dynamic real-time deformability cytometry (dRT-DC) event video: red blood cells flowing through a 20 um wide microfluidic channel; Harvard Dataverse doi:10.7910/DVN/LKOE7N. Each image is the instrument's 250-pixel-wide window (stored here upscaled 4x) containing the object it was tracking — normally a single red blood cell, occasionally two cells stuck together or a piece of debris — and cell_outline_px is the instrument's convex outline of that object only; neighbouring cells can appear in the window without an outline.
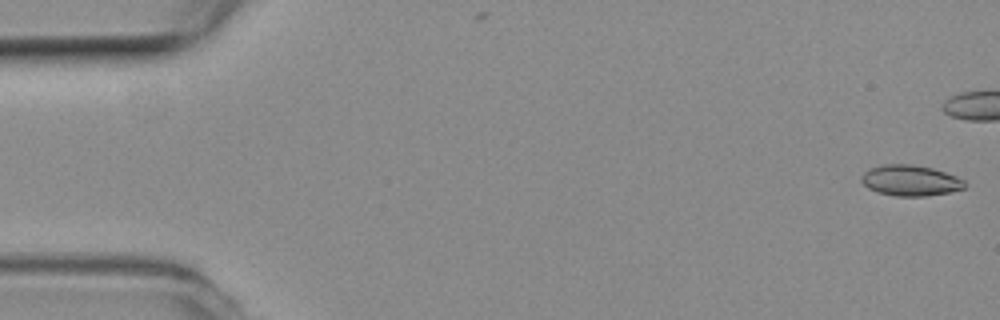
{"species": "common noctule bat (a hibernating species)", "species_latin": "Nyctalus noctula", "temperature_condition": "room temperature", "stored_images_in_passage": 42, "camera_frame_rate_fps": 3000, "um_per_image_px": 0.085, "animal": {"sex": "female", "body_mass_g": 19.3, "forearm_length_mm": 54.1}, "frame": {"image": 1, "passage_image": 1, "time_ms": 0.0, "image_size_px": [1000, 320], "cell_outline_px": [[968, 184], [964, 188], [948, 192], [928, 196], [896, 196], [876, 192], [868, 188], [860, 180], [860, 176], [868, 168], [884, 164], [912, 164], [932, 168], [956, 176], [964, 180]], "centroid_in_image_um": [77.36, 15.34], "position_along_channel_um": 7.6, "area_um2": 18.67}}
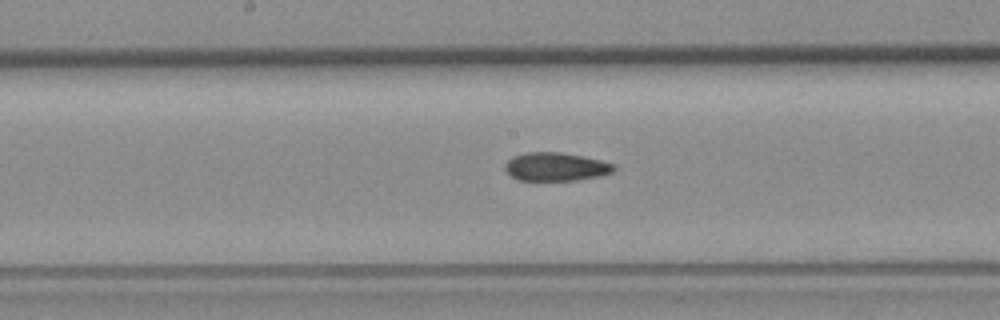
{"frame": {"image": 2, "passage_image": 27, "time_ms": 8.667, "image_size_px": [1000, 320], "cell_outline_px": [[616, 168], [612, 172], [600, 176], [576, 180], [520, 180], [512, 176], [504, 168], [504, 164], [512, 156], [524, 152], [560, 152], [584, 156], [616, 164]], "centroid_in_image_um": [47.25, 14.16], "position_along_channel_um": 200.9, "area_um2": 18.09}}
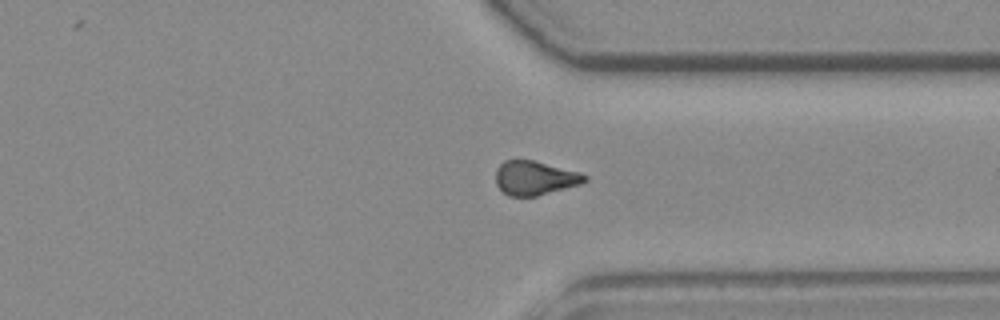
{"frame": {"image": 3, "passage_image": 40, "time_ms": 13.0, "image_size_px": [1000, 320], "cell_outline_px": [[588, 180], [580, 184], [536, 196], [508, 196], [496, 184], [496, 168], [504, 160], [532, 160], [580, 172], [588, 176]], "centroid_in_image_um": [45.46, 15.12], "position_along_channel_um": 365.9, "area_um2": 17.57}}